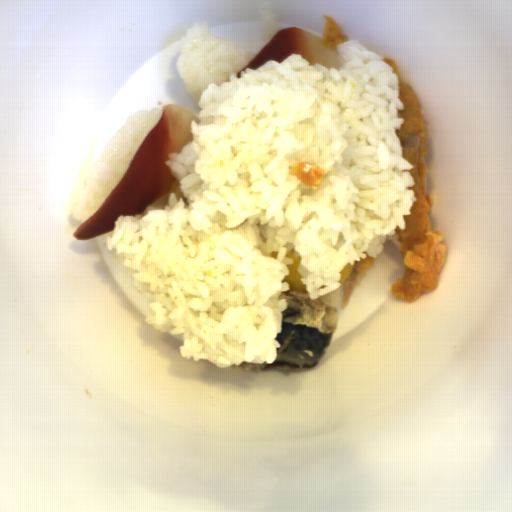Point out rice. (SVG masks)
I'll use <instances>...</instances> for the list:
<instances>
[{"label":"rice","instance_id":"obj_4","mask_svg":"<svg viewBox=\"0 0 512 512\" xmlns=\"http://www.w3.org/2000/svg\"><path fill=\"white\" fill-rule=\"evenodd\" d=\"M169 195H170V193L165 195V196H163L162 198L154 201L153 203H151L147 207H163V206H168ZM147 207H145V208H147Z\"/></svg>","mask_w":512,"mask_h":512},{"label":"rice","instance_id":"obj_2","mask_svg":"<svg viewBox=\"0 0 512 512\" xmlns=\"http://www.w3.org/2000/svg\"><path fill=\"white\" fill-rule=\"evenodd\" d=\"M162 110L148 108L130 115L106 142L98 163L71 213L84 222L97 213L128 171L136 153L158 123Z\"/></svg>","mask_w":512,"mask_h":512},{"label":"rice","instance_id":"obj_1","mask_svg":"<svg viewBox=\"0 0 512 512\" xmlns=\"http://www.w3.org/2000/svg\"><path fill=\"white\" fill-rule=\"evenodd\" d=\"M339 68L300 54L237 74L257 54L194 22L176 71L197 104L192 141L164 162L167 206L119 216L103 242L125 254L145 322L181 334L180 357L218 367L276 362L290 290L286 256L310 300L341 284L349 263L377 257L417 201L415 168L396 133L399 76L356 39ZM325 170L319 190L289 173Z\"/></svg>","mask_w":512,"mask_h":512},{"label":"rice","instance_id":"obj_3","mask_svg":"<svg viewBox=\"0 0 512 512\" xmlns=\"http://www.w3.org/2000/svg\"><path fill=\"white\" fill-rule=\"evenodd\" d=\"M260 16L262 23V37L265 47L272 37L285 27L281 25L275 10L270 5L263 7L260 12Z\"/></svg>","mask_w":512,"mask_h":512}]
</instances>
